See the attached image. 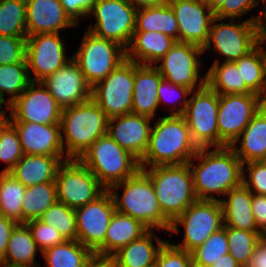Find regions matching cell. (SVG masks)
I'll return each mask as SVG.
<instances>
[{
	"label": "cell",
	"instance_id": "obj_11",
	"mask_svg": "<svg viewBox=\"0 0 266 267\" xmlns=\"http://www.w3.org/2000/svg\"><path fill=\"white\" fill-rule=\"evenodd\" d=\"M55 183L58 202L74 210L95 200L106 190L79 159L64 161L58 167Z\"/></svg>",
	"mask_w": 266,
	"mask_h": 267
},
{
	"label": "cell",
	"instance_id": "obj_10",
	"mask_svg": "<svg viewBox=\"0 0 266 267\" xmlns=\"http://www.w3.org/2000/svg\"><path fill=\"white\" fill-rule=\"evenodd\" d=\"M134 61L125 59L91 89V99L108 118L132 113Z\"/></svg>",
	"mask_w": 266,
	"mask_h": 267
},
{
	"label": "cell",
	"instance_id": "obj_20",
	"mask_svg": "<svg viewBox=\"0 0 266 267\" xmlns=\"http://www.w3.org/2000/svg\"><path fill=\"white\" fill-rule=\"evenodd\" d=\"M41 82L62 109L82 104L91 99L92 88L85 80L78 63L72 57L64 66Z\"/></svg>",
	"mask_w": 266,
	"mask_h": 267
},
{
	"label": "cell",
	"instance_id": "obj_58",
	"mask_svg": "<svg viewBox=\"0 0 266 267\" xmlns=\"http://www.w3.org/2000/svg\"><path fill=\"white\" fill-rule=\"evenodd\" d=\"M133 5H137L138 7L143 6H154V5H162L165 4V0H129Z\"/></svg>",
	"mask_w": 266,
	"mask_h": 267
},
{
	"label": "cell",
	"instance_id": "obj_35",
	"mask_svg": "<svg viewBox=\"0 0 266 267\" xmlns=\"http://www.w3.org/2000/svg\"><path fill=\"white\" fill-rule=\"evenodd\" d=\"M237 68H240L241 83L255 94L266 101V81L263 60V48L257 45L247 55L234 61Z\"/></svg>",
	"mask_w": 266,
	"mask_h": 267
},
{
	"label": "cell",
	"instance_id": "obj_52",
	"mask_svg": "<svg viewBox=\"0 0 266 267\" xmlns=\"http://www.w3.org/2000/svg\"><path fill=\"white\" fill-rule=\"evenodd\" d=\"M246 267H266V238L256 244L251 259Z\"/></svg>",
	"mask_w": 266,
	"mask_h": 267
},
{
	"label": "cell",
	"instance_id": "obj_13",
	"mask_svg": "<svg viewBox=\"0 0 266 267\" xmlns=\"http://www.w3.org/2000/svg\"><path fill=\"white\" fill-rule=\"evenodd\" d=\"M259 16L235 24L234 19L229 23H217L220 19L214 18L209 29V37L204 45L203 52L213 48L224 56L225 62H234L247 55L258 45V22Z\"/></svg>",
	"mask_w": 266,
	"mask_h": 267
},
{
	"label": "cell",
	"instance_id": "obj_60",
	"mask_svg": "<svg viewBox=\"0 0 266 267\" xmlns=\"http://www.w3.org/2000/svg\"><path fill=\"white\" fill-rule=\"evenodd\" d=\"M5 115L6 113H0V129L8 121V117Z\"/></svg>",
	"mask_w": 266,
	"mask_h": 267
},
{
	"label": "cell",
	"instance_id": "obj_14",
	"mask_svg": "<svg viewBox=\"0 0 266 267\" xmlns=\"http://www.w3.org/2000/svg\"><path fill=\"white\" fill-rule=\"evenodd\" d=\"M265 103L255 93L219 95V147L230 146Z\"/></svg>",
	"mask_w": 266,
	"mask_h": 267
},
{
	"label": "cell",
	"instance_id": "obj_46",
	"mask_svg": "<svg viewBox=\"0 0 266 267\" xmlns=\"http://www.w3.org/2000/svg\"><path fill=\"white\" fill-rule=\"evenodd\" d=\"M156 267H194L191 253L166 241L156 256Z\"/></svg>",
	"mask_w": 266,
	"mask_h": 267
},
{
	"label": "cell",
	"instance_id": "obj_38",
	"mask_svg": "<svg viewBox=\"0 0 266 267\" xmlns=\"http://www.w3.org/2000/svg\"><path fill=\"white\" fill-rule=\"evenodd\" d=\"M31 82L27 63L0 65V101L8 106L17 99ZM4 93L10 96L8 102Z\"/></svg>",
	"mask_w": 266,
	"mask_h": 267
},
{
	"label": "cell",
	"instance_id": "obj_22",
	"mask_svg": "<svg viewBox=\"0 0 266 267\" xmlns=\"http://www.w3.org/2000/svg\"><path fill=\"white\" fill-rule=\"evenodd\" d=\"M11 123L18 131L23 154L66 156L61 140L62 133L60 124Z\"/></svg>",
	"mask_w": 266,
	"mask_h": 267
},
{
	"label": "cell",
	"instance_id": "obj_37",
	"mask_svg": "<svg viewBox=\"0 0 266 267\" xmlns=\"http://www.w3.org/2000/svg\"><path fill=\"white\" fill-rule=\"evenodd\" d=\"M26 186L10 173H0V212L2 216L23 223L22 200Z\"/></svg>",
	"mask_w": 266,
	"mask_h": 267
},
{
	"label": "cell",
	"instance_id": "obj_41",
	"mask_svg": "<svg viewBox=\"0 0 266 267\" xmlns=\"http://www.w3.org/2000/svg\"><path fill=\"white\" fill-rule=\"evenodd\" d=\"M227 253V227L224 226L212 233L201 246L191 252V255L194 267H209Z\"/></svg>",
	"mask_w": 266,
	"mask_h": 267
},
{
	"label": "cell",
	"instance_id": "obj_43",
	"mask_svg": "<svg viewBox=\"0 0 266 267\" xmlns=\"http://www.w3.org/2000/svg\"><path fill=\"white\" fill-rule=\"evenodd\" d=\"M23 155L18 131L8 120L0 129V160L8 164L1 173H9Z\"/></svg>",
	"mask_w": 266,
	"mask_h": 267
},
{
	"label": "cell",
	"instance_id": "obj_24",
	"mask_svg": "<svg viewBox=\"0 0 266 267\" xmlns=\"http://www.w3.org/2000/svg\"><path fill=\"white\" fill-rule=\"evenodd\" d=\"M163 79L155 65L134 62V91L132 113L153 118L159 106L158 88Z\"/></svg>",
	"mask_w": 266,
	"mask_h": 267
},
{
	"label": "cell",
	"instance_id": "obj_29",
	"mask_svg": "<svg viewBox=\"0 0 266 267\" xmlns=\"http://www.w3.org/2000/svg\"><path fill=\"white\" fill-rule=\"evenodd\" d=\"M149 229L129 215L114 212L108 225L104 244L94 253L96 256H111L118 249L138 239Z\"/></svg>",
	"mask_w": 266,
	"mask_h": 267
},
{
	"label": "cell",
	"instance_id": "obj_59",
	"mask_svg": "<svg viewBox=\"0 0 266 267\" xmlns=\"http://www.w3.org/2000/svg\"><path fill=\"white\" fill-rule=\"evenodd\" d=\"M209 8L215 13L225 2V0H205Z\"/></svg>",
	"mask_w": 266,
	"mask_h": 267
},
{
	"label": "cell",
	"instance_id": "obj_1",
	"mask_svg": "<svg viewBox=\"0 0 266 267\" xmlns=\"http://www.w3.org/2000/svg\"><path fill=\"white\" fill-rule=\"evenodd\" d=\"M199 148L188 162L193 176V187L197 199L219 200L215 194L223 195L242 184L243 164L230 146ZM194 161H199L195 166ZM193 166V168H192Z\"/></svg>",
	"mask_w": 266,
	"mask_h": 267
},
{
	"label": "cell",
	"instance_id": "obj_57",
	"mask_svg": "<svg viewBox=\"0 0 266 267\" xmlns=\"http://www.w3.org/2000/svg\"><path fill=\"white\" fill-rule=\"evenodd\" d=\"M209 267H242L240 264L231 256L230 253L224 254Z\"/></svg>",
	"mask_w": 266,
	"mask_h": 267
},
{
	"label": "cell",
	"instance_id": "obj_40",
	"mask_svg": "<svg viewBox=\"0 0 266 267\" xmlns=\"http://www.w3.org/2000/svg\"><path fill=\"white\" fill-rule=\"evenodd\" d=\"M264 237L259 231H246L227 227L228 249L242 267L251 259L256 244Z\"/></svg>",
	"mask_w": 266,
	"mask_h": 267
},
{
	"label": "cell",
	"instance_id": "obj_56",
	"mask_svg": "<svg viewBox=\"0 0 266 267\" xmlns=\"http://www.w3.org/2000/svg\"><path fill=\"white\" fill-rule=\"evenodd\" d=\"M65 13L77 25V3L76 0H60Z\"/></svg>",
	"mask_w": 266,
	"mask_h": 267
},
{
	"label": "cell",
	"instance_id": "obj_44",
	"mask_svg": "<svg viewBox=\"0 0 266 267\" xmlns=\"http://www.w3.org/2000/svg\"><path fill=\"white\" fill-rule=\"evenodd\" d=\"M25 224L29 227L31 235L41 253L66 241L64 236L55 227L42 222L40 219L29 220Z\"/></svg>",
	"mask_w": 266,
	"mask_h": 267
},
{
	"label": "cell",
	"instance_id": "obj_15",
	"mask_svg": "<svg viewBox=\"0 0 266 267\" xmlns=\"http://www.w3.org/2000/svg\"><path fill=\"white\" fill-rule=\"evenodd\" d=\"M7 108L11 110L8 117L10 122H31L43 125L61 122L62 108L41 81H31L24 92Z\"/></svg>",
	"mask_w": 266,
	"mask_h": 267
},
{
	"label": "cell",
	"instance_id": "obj_39",
	"mask_svg": "<svg viewBox=\"0 0 266 267\" xmlns=\"http://www.w3.org/2000/svg\"><path fill=\"white\" fill-rule=\"evenodd\" d=\"M0 35L27 37L26 0H0Z\"/></svg>",
	"mask_w": 266,
	"mask_h": 267
},
{
	"label": "cell",
	"instance_id": "obj_8",
	"mask_svg": "<svg viewBox=\"0 0 266 267\" xmlns=\"http://www.w3.org/2000/svg\"><path fill=\"white\" fill-rule=\"evenodd\" d=\"M92 88L126 59V49L119 43L87 31L79 49L72 56Z\"/></svg>",
	"mask_w": 266,
	"mask_h": 267
},
{
	"label": "cell",
	"instance_id": "obj_16",
	"mask_svg": "<svg viewBox=\"0 0 266 267\" xmlns=\"http://www.w3.org/2000/svg\"><path fill=\"white\" fill-rule=\"evenodd\" d=\"M115 211L112 196L107 189L95 200L75 209L77 240L95 253L104 244Z\"/></svg>",
	"mask_w": 266,
	"mask_h": 267
},
{
	"label": "cell",
	"instance_id": "obj_62",
	"mask_svg": "<svg viewBox=\"0 0 266 267\" xmlns=\"http://www.w3.org/2000/svg\"><path fill=\"white\" fill-rule=\"evenodd\" d=\"M2 105H3V104H2L1 101H0V109H2V107H1ZM6 112H7V111H5V110H3V109L0 110V113H6Z\"/></svg>",
	"mask_w": 266,
	"mask_h": 267
},
{
	"label": "cell",
	"instance_id": "obj_61",
	"mask_svg": "<svg viewBox=\"0 0 266 267\" xmlns=\"http://www.w3.org/2000/svg\"><path fill=\"white\" fill-rule=\"evenodd\" d=\"M263 60H264V70H265V81H266V48L263 49Z\"/></svg>",
	"mask_w": 266,
	"mask_h": 267
},
{
	"label": "cell",
	"instance_id": "obj_5",
	"mask_svg": "<svg viewBox=\"0 0 266 267\" xmlns=\"http://www.w3.org/2000/svg\"><path fill=\"white\" fill-rule=\"evenodd\" d=\"M140 169L151 179L162 213L171 223L197 200L188 162Z\"/></svg>",
	"mask_w": 266,
	"mask_h": 267
},
{
	"label": "cell",
	"instance_id": "obj_2",
	"mask_svg": "<svg viewBox=\"0 0 266 267\" xmlns=\"http://www.w3.org/2000/svg\"><path fill=\"white\" fill-rule=\"evenodd\" d=\"M198 149L183 116L167 115L160 117L155 127H152L148 147L139 165L140 168H147L187 163Z\"/></svg>",
	"mask_w": 266,
	"mask_h": 267
},
{
	"label": "cell",
	"instance_id": "obj_7",
	"mask_svg": "<svg viewBox=\"0 0 266 267\" xmlns=\"http://www.w3.org/2000/svg\"><path fill=\"white\" fill-rule=\"evenodd\" d=\"M198 89L188 100L183 113L192 141L198 148L219 147V94L206 84V75L200 76Z\"/></svg>",
	"mask_w": 266,
	"mask_h": 267
},
{
	"label": "cell",
	"instance_id": "obj_51",
	"mask_svg": "<svg viewBox=\"0 0 266 267\" xmlns=\"http://www.w3.org/2000/svg\"><path fill=\"white\" fill-rule=\"evenodd\" d=\"M18 223L12 219L0 216V264L4 261L6 248L14 227Z\"/></svg>",
	"mask_w": 266,
	"mask_h": 267
},
{
	"label": "cell",
	"instance_id": "obj_53",
	"mask_svg": "<svg viewBox=\"0 0 266 267\" xmlns=\"http://www.w3.org/2000/svg\"><path fill=\"white\" fill-rule=\"evenodd\" d=\"M86 267H117L114 260L109 256H96L94 255Z\"/></svg>",
	"mask_w": 266,
	"mask_h": 267
},
{
	"label": "cell",
	"instance_id": "obj_34",
	"mask_svg": "<svg viewBox=\"0 0 266 267\" xmlns=\"http://www.w3.org/2000/svg\"><path fill=\"white\" fill-rule=\"evenodd\" d=\"M42 255L47 267H86L94 253L78 240H66L44 250Z\"/></svg>",
	"mask_w": 266,
	"mask_h": 267
},
{
	"label": "cell",
	"instance_id": "obj_27",
	"mask_svg": "<svg viewBox=\"0 0 266 267\" xmlns=\"http://www.w3.org/2000/svg\"><path fill=\"white\" fill-rule=\"evenodd\" d=\"M176 42L161 32H134L126 48V59L141 65H156Z\"/></svg>",
	"mask_w": 266,
	"mask_h": 267
},
{
	"label": "cell",
	"instance_id": "obj_17",
	"mask_svg": "<svg viewBox=\"0 0 266 267\" xmlns=\"http://www.w3.org/2000/svg\"><path fill=\"white\" fill-rule=\"evenodd\" d=\"M70 59L66 58V49L59 33H38L27 36L26 61L31 81H42ZM31 74H34V77Z\"/></svg>",
	"mask_w": 266,
	"mask_h": 267
},
{
	"label": "cell",
	"instance_id": "obj_31",
	"mask_svg": "<svg viewBox=\"0 0 266 267\" xmlns=\"http://www.w3.org/2000/svg\"><path fill=\"white\" fill-rule=\"evenodd\" d=\"M37 251L40 250L29 227L25 223H18L11 233L0 267H40L35 262Z\"/></svg>",
	"mask_w": 266,
	"mask_h": 267
},
{
	"label": "cell",
	"instance_id": "obj_54",
	"mask_svg": "<svg viewBox=\"0 0 266 267\" xmlns=\"http://www.w3.org/2000/svg\"><path fill=\"white\" fill-rule=\"evenodd\" d=\"M97 0H76L77 3V25L79 18L89 16V12L96 4Z\"/></svg>",
	"mask_w": 266,
	"mask_h": 267
},
{
	"label": "cell",
	"instance_id": "obj_21",
	"mask_svg": "<svg viewBox=\"0 0 266 267\" xmlns=\"http://www.w3.org/2000/svg\"><path fill=\"white\" fill-rule=\"evenodd\" d=\"M151 118L125 114L109 118L107 134L123 149L140 160L148 147Z\"/></svg>",
	"mask_w": 266,
	"mask_h": 267
},
{
	"label": "cell",
	"instance_id": "obj_36",
	"mask_svg": "<svg viewBox=\"0 0 266 267\" xmlns=\"http://www.w3.org/2000/svg\"><path fill=\"white\" fill-rule=\"evenodd\" d=\"M55 182H44L27 187L22 202L23 223L39 219L42 214L57 202Z\"/></svg>",
	"mask_w": 266,
	"mask_h": 267
},
{
	"label": "cell",
	"instance_id": "obj_6",
	"mask_svg": "<svg viewBox=\"0 0 266 267\" xmlns=\"http://www.w3.org/2000/svg\"><path fill=\"white\" fill-rule=\"evenodd\" d=\"M79 160L106 189L133 176L140 169L139 160L108 134L98 138Z\"/></svg>",
	"mask_w": 266,
	"mask_h": 267
},
{
	"label": "cell",
	"instance_id": "obj_19",
	"mask_svg": "<svg viewBox=\"0 0 266 267\" xmlns=\"http://www.w3.org/2000/svg\"><path fill=\"white\" fill-rule=\"evenodd\" d=\"M203 52L202 47L191 43L176 42L160 59L162 63L155 65L163 79L195 91L199 79L198 56Z\"/></svg>",
	"mask_w": 266,
	"mask_h": 267
},
{
	"label": "cell",
	"instance_id": "obj_28",
	"mask_svg": "<svg viewBox=\"0 0 266 267\" xmlns=\"http://www.w3.org/2000/svg\"><path fill=\"white\" fill-rule=\"evenodd\" d=\"M220 199L224 226L246 231H258L252 213V192L242 183Z\"/></svg>",
	"mask_w": 266,
	"mask_h": 267
},
{
	"label": "cell",
	"instance_id": "obj_33",
	"mask_svg": "<svg viewBox=\"0 0 266 267\" xmlns=\"http://www.w3.org/2000/svg\"><path fill=\"white\" fill-rule=\"evenodd\" d=\"M206 84L219 95L253 93L241 83L240 68L234 62L216 59L206 74Z\"/></svg>",
	"mask_w": 266,
	"mask_h": 267
},
{
	"label": "cell",
	"instance_id": "obj_3",
	"mask_svg": "<svg viewBox=\"0 0 266 267\" xmlns=\"http://www.w3.org/2000/svg\"><path fill=\"white\" fill-rule=\"evenodd\" d=\"M119 188L124 189L122 197L116 191ZM107 190L117 212L137 219L149 230H170L171 222L163 215L152 181L142 169Z\"/></svg>",
	"mask_w": 266,
	"mask_h": 267
},
{
	"label": "cell",
	"instance_id": "obj_50",
	"mask_svg": "<svg viewBox=\"0 0 266 267\" xmlns=\"http://www.w3.org/2000/svg\"><path fill=\"white\" fill-rule=\"evenodd\" d=\"M252 213L258 231L266 235V195H256L252 193Z\"/></svg>",
	"mask_w": 266,
	"mask_h": 267
},
{
	"label": "cell",
	"instance_id": "obj_25",
	"mask_svg": "<svg viewBox=\"0 0 266 267\" xmlns=\"http://www.w3.org/2000/svg\"><path fill=\"white\" fill-rule=\"evenodd\" d=\"M66 156L23 155L9 172L24 186L30 187L44 182H55L58 167Z\"/></svg>",
	"mask_w": 266,
	"mask_h": 267
},
{
	"label": "cell",
	"instance_id": "obj_45",
	"mask_svg": "<svg viewBox=\"0 0 266 267\" xmlns=\"http://www.w3.org/2000/svg\"><path fill=\"white\" fill-rule=\"evenodd\" d=\"M26 38L0 35V65L27 63Z\"/></svg>",
	"mask_w": 266,
	"mask_h": 267
},
{
	"label": "cell",
	"instance_id": "obj_9",
	"mask_svg": "<svg viewBox=\"0 0 266 267\" xmlns=\"http://www.w3.org/2000/svg\"><path fill=\"white\" fill-rule=\"evenodd\" d=\"M177 225L184 226V239L181 244L173 245L191 253L201 246L212 233L224 227L220 201L197 199L171 223L169 231L178 233Z\"/></svg>",
	"mask_w": 266,
	"mask_h": 267
},
{
	"label": "cell",
	"instance_id": "obj_49",
	"mask_svg": "<svg viewBox=\"0 0 266 267\" xmlns=\"http://www.w3.org/2000/svg\"><path fill=\"white\" fill-rule=\"evenodd\" d=\"M257 0H225L223 5L214 13L220 20L236 19L246 14L249 10L259 5Z\"/></svg>",
	"mask_w": 266,
	"mask_h": 267
},
{
	"label": "cell",
	"instance_id": "obj_55",
	"mask_svg": "<svg viewBox=\"0 0 266 267\" xmlns=\"http://www.w3.org/2000/svg\"><path fill=\"white\" fill-rule=\"evenodd\" d=\"M257 25H258V44L266 45V4H265V11L262 10L259 13V19H258Z\"/></svg>",
	"mask_w": 266,
	"mask_h": 267
},
{
	"label": "cell",
	"instance_id": "obj_18",
	"mask_svg": "<svg viewBox=\"0 0 266 267\" xmlns=\"http://www.w3.org/2000/svg\"><path fill=\"white\" fill-rule=\"evenodd\" d=\"M178 23V42L204 47L215 18L205 0H169Z\"/></svg>",
	"mask_w": 266,
	"mask_h": 267
},
{
	"label": "cell",
	"instance_id": "obj_26",
	"mask_svg": "<svg viewBox=\"0 0 266 267\" xmlns=\"http://www.w3.org/2000/svg\"><path fill=\"white\" fill-rule=\"evenodd\" d=\"M239 141L241 147L238 149L235 144ZM230 147L242 164L266 160V103L253 116L250 123Z\"/></svg>",
	"mask_w": 266,
	"mask_h": 267
},
{
	"label": "cell",
	"instance_id": "obj_30",
	"mask_svg": "<svg viewBox=\"0 0 266 267\" xmlns=\"http://www.w3.org/2000/svg\"><path fill=\"white\" fill-rule=\"evenodd\" d=\"M154 230H148L138 239L121 247L110 257L117 267H151L156 263V256L161 246L166 242L155 235L156 246L153 245Z\"/></svg>",
	"mask_w": 266,
	"mask_h": 267
},
{
	"label": "cell",
	"instance_id": "obj_23",
	"mask_svg": "<svg viewBox=\"0 0 266 267\" xmlns=\"http://www.w3.org/2000/svg\"><path fill=\"white\" fill-rule=\"evenodd\" d=\"M77 25L65 13L60 0H26L27 36L38 33H59Z\"/></svg>",
	"mask_w": 266,
	"mask_h": 267
},
{
	"label": "cell",
	"instance_id": "obj_4",
	"mask_svg": "<svg viewBox=\"0 0 266 267\" xmlns=\"http://www.w3.org/2000/svg\"><path fill=\"white\" fill-rule=\"evenodd\" d=\"M108 120L92 99L62 109L60 126L65 136L61 134V140L67 159H79L98 138L106 135Z\"/></svg>",
	"mask_w": 266,
	"mask_h": 267
},
{
	"label": "cell",
	"instance_id": "obj_42",
	"mask_svg": "<svg viewBox=\"0 0 266 267\" xmlns=\"http://www.w3.org/2000/svg\"><path fill=\"white\" fill-rule=\"evenodd\" d=\"M39 219L55 227L66 240H77L75 210L64 203L55 202Z\"/></svg>",
	"mask_w": 266,
	"mask_h": 267
},
{
	"label": "cell",
	"instance_id": "obj_32",
	"mask_svg": "<svg viewBox=\"0 0 266 267\" xmlns=\"http://www.w3.org/2000/svg\"><path fill=\"white\" fill-rule=\"evenodd\" d=\"M161 32L178 42V23L171 6L162 5L138 7L135 32Z\"/></svg>",
	"mask_w": 266,
	"mask_h": 267
},
{
	"label": "cell",
	"instance_id": "obj_12",
	"mask_svg": "<svg viewBox=\"0 0 266 267\" xmlns=\"http://www.w3.org/2000/svg\"><path fill=\"white\" fill-rule=\"evenodd\" d=\"M137 6L129 0H97L89 15H94L97 23L88 31L94 35L113 40L125 49L135 32Z\"/></svg>",
	"mask_w": 266,
	"mask_h": 267
},
{
	"label": "cell",
	"instance_id": "obj_48",
	"mask_svg": "<svg viewBox=\"0 0 266 267\" xmlns=\"http://www.w3.org/2000/svg\"><path fill=\"white\" fill-rule=\"evenodd\" d=\"M157 93H158L159 104H161L162 102L165 103V101H168L169 103L174 102L175 99H173V97H172L173 95H176V96L179 95L178 96L179 99L183 98L184 99L183 102L182 101L179 102L180 103L179 105H183V106H181L180 108L174 107L175 109H177L176 111H175V109H173V110L171 108L169 109L172 111L171 113H169V115H183L185 108L188 104V100H189V99H187V96H188V94L189 95L192 94L193 91H191L189 88H186V87L174 84L172 82H169L165 79H162L161 82L159 83V88H158ZM168 97H169V99H168ZM165 98H167L168 100ZM176 100H178V99H176Z\"/></svg>",
	"mask_w": 266,
	"mask_h": 267
},
{
	"label": "cell",
	"instance_id": "obj_47",
	"mask_svg": "<svg viewBox=\"0 0 266 267\" xmlns=\"http://www.w3.org/2000/svg\"><path fill=\"white\" fill-rule=\"evenodd\" d=\"M245 164L248 166L244 170ZM249 170L248 181L246 180V171ZM242 183L256 195H266V161H250L243 164V181ZM254 191V192H253Z\"/></svg>",
	"mask_w": 266,
	"mask_h": 267
}]
</instances>
